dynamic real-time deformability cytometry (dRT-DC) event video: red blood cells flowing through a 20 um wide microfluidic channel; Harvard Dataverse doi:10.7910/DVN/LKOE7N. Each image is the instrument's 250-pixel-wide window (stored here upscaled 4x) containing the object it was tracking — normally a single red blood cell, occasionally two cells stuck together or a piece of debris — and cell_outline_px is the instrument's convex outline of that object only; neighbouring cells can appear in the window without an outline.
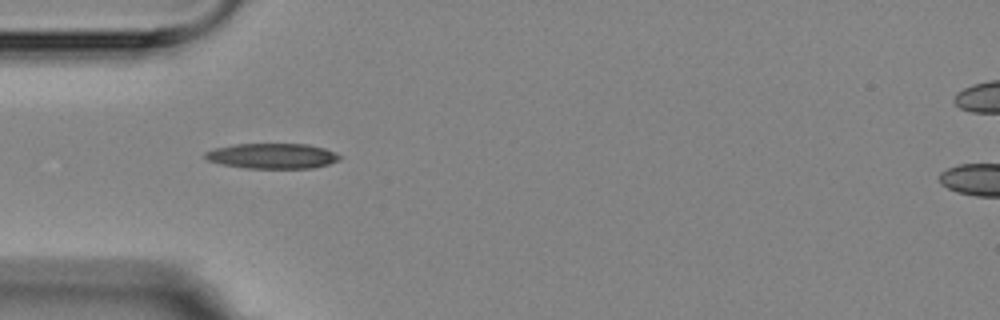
{"species": "Egyptian fruit bat (a non-hibernating species)", "species_latin": "Rousettus aegyptiacus", "temperature_condition": "room temperature", "stored_images_in_passage": 3, "camera_frame_rate_fps": 3000, "um_per_image_px": 0.085, "animal": {"sex": "female"}, "frame": {"image": 1, "passage_image": 1, "time_ms": 0.0, "image_size_px": [1000, 320], "cell_outline_px": [[340, 160], [328, 164], [312, 168], [244, 168], [220, 164], [208, 160], [204, 156], [204, 152], [216, 148], [236, 144], [308, 144], [324, 148], [336, 152], [340, 156]], "centroid_in_image_um": [23.15, 13.26], "position_along_channel_um": 61.8, "area_um2": 19.83}}
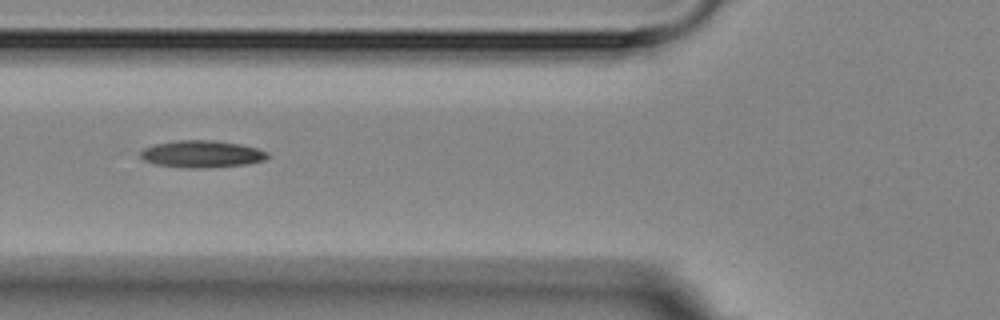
{"frame": {"image": 2, "passage_image": 2, "time_ms": 1.333, "image_size_px": [1000, 320], "cell_outline_px": [[268, 156], [264, 160], [248, 164], [204, 168], [184, 168], [156, 164], [144, 160], [140, 156], [140, 152], [144, 148], [156, 144], [176, 140], [212, 140], [240, 144], [256, 148], [268, 152]], "centroid_in_image_um": [17.15, 13.09], "position_along_channel_um": 108.7, "area_um2": 20.0}}
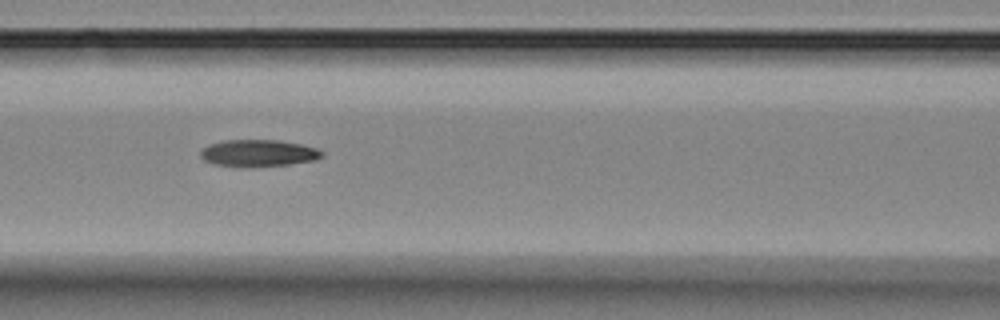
{"frame": {"image": 3, "passage_image": 3, "time_ms": 2.333, "image_size_px": [1000, 320], "cell_outline_px": [[324, 156], [316, 160], [288, 164], [216, 164], [204, 160], [200, 156], [200, 152], [208, 144], [224, 140], [280, 140], [300, 144], [316, 148], [324, 152]], "centroid_in_image_um": [22.01, 12.96], "position_along_channel_um": 144.6, "area_um2": 18.15}}